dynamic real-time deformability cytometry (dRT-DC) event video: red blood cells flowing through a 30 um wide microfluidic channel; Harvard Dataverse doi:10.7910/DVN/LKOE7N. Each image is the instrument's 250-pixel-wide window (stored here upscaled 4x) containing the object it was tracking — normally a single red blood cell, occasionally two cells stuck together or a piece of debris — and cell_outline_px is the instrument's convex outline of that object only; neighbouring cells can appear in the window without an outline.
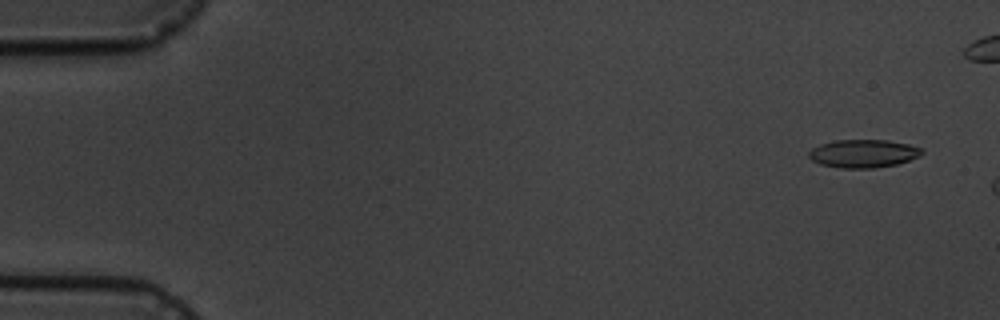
{"species": "common noctule bat (a hibernating species)", "species_latin": "Nyctalus noctula", "temperature_condition": "cold", "stored_images_in_passage": 3, "camera_frame_rate_fps": 3000, "um_per_image_px": 0.085, "animal": {"sex": "male", "body_mass_g": 19.5, "forearm_length_mm": 54.6}, "frame": {"image": 1, "passage_image": 1, "time_ms": 0.0, "image_size_px": [1000, 320], "cell_outline_px": [[924, 152], [920, 156], [896, 164], [872, 168], [840, 168], [820, 164], [812, 160], [808, 156], [808, 152], [812, 148], [820, 144], [836, 140], [888, 140], [908, 144], [924, 148]], "centroid_in_image_um": [73.39, 13.04], "position_along_channel_um": 11.6, "area_um2": 18.55}}